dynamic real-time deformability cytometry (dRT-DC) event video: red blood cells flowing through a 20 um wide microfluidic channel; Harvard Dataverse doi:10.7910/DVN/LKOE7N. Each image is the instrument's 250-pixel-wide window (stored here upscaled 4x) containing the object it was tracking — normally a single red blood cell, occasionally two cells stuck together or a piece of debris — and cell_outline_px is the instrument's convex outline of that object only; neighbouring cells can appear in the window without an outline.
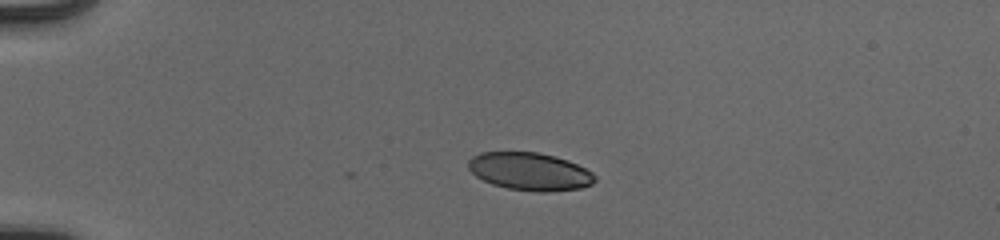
{"species": "human", "species_latin": "Homo sapiens", "temperature_condition": "cold", "stored_images_in_passage": 41, "camera_frame_rate_fps": 3000, "um_per_image_px": 0.085, "donor": {"sex": "male"}, "frame": {"image": 1, "passage_image": 1, "time_ms": 0.0, "image_size_px": [1000, 240], "cell_outline_px": [[596, 180], [592, 184], [580, 188], [548, 192], [540, 192], [508, 188], [492, 184], [476, 176], [468, 168], [468, 160], [472, 156], [480, 152], [536, 152], [556, 156], [568, 160], [592, 172], [596, 176]], "centroid_in_image_um": [45.03, 14.57], "position_along_channel_um": 40.0, "area_um2": 27.86}}
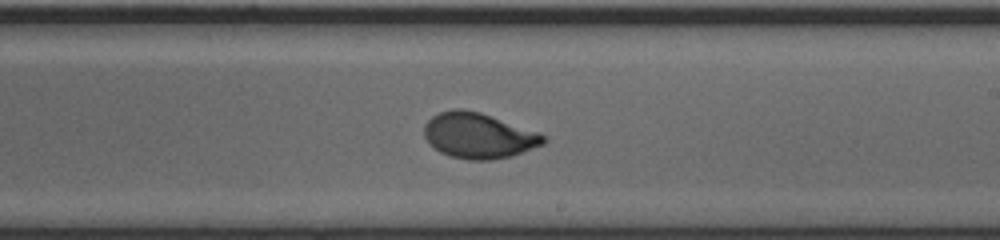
{"frame": {"image": 2, "passage_image": 21, "time_ms": 6.667, "image_size_px": [1000, 240], "cell_outline_px": [[548, 140], [544, 144], [512, 156], [492, 160], [468, 160], [448, 156], [440, 152], [428, 144], [424, 136], [424, 124], [432, 116], [440, 112], [452, 108], [460, 108], [480, 112], [540, 132]], "centroid_in_image_um": [40.67, 11.53], "position_along_channel_um": 248.3, "area_um2": 32.02}}
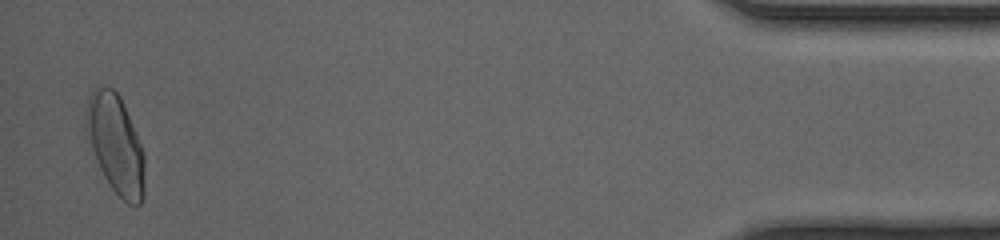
{"frame": {"image": 3, "passage_image": 40, "time_ms": 13.0, "image_size_px": [1000, 240], "cell_outline_px": [[144, 196], [140, 204], [136, 208], [128, 204], [112, 188], [104, 176], [100, 168], [92, 148], [88, 124], [88, 96], [92, 88], [96, 84], [104, 84], [112, 88], [120, 96], [144, 152]], "centroid_in_image_um": [9.87, 12.26], "position_along_channel_um": 425.3, "area_um2": 33.06}, "authors_computed_cell_mechanics": {"area_um2": 30.923, "velocity_mm_per_s": 3.9407, "shape_relaxation_time_tau1_ms": 2.6781, "shape_relaxation_time_tau2_ms": null, "deformation_change_tau1": 0.1449, "deformation_change_tau2": null}}